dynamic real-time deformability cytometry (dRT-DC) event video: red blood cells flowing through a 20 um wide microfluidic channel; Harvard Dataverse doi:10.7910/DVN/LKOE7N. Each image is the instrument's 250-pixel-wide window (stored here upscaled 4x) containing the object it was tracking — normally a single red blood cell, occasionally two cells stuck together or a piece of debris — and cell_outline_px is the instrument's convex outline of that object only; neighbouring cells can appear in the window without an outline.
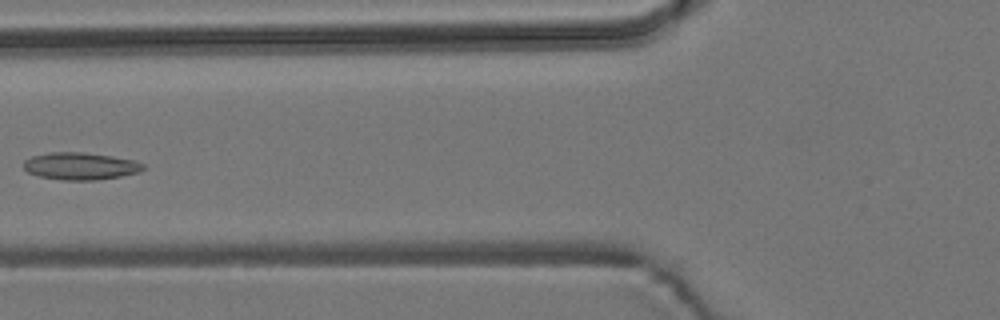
{"species": "common noctule bat (a hibernating species)", "species_latin": "Nyctalus noctula", "temperature_condition": "room temperature", "stored_images_in_passage": 6, "camera_frame_rate_fps": 3000, "um_per_image_px": 0.085, "animal": {"sex": "male", "body_mass_g": 19.2, "forearm_length_mm": 51.8}, "frame": {"image": 1, "passage_image": 6, "time_ms": 6.0, "image_size_px": [1000, 320], "cell_outline_px": [[144, 168], [140, 172], [120, 176], [96, 180], [60, 180], [40, 176], [28, 172], [24, 168], [24, 160], [32, 156], [48, 152], [84, 152], [112, 156], [136, 160], [144, 164]], "centroid_in_image_um": [6.85, 14.11], "position_along_channel_um": 119.0, "area_um2": 19.07}}